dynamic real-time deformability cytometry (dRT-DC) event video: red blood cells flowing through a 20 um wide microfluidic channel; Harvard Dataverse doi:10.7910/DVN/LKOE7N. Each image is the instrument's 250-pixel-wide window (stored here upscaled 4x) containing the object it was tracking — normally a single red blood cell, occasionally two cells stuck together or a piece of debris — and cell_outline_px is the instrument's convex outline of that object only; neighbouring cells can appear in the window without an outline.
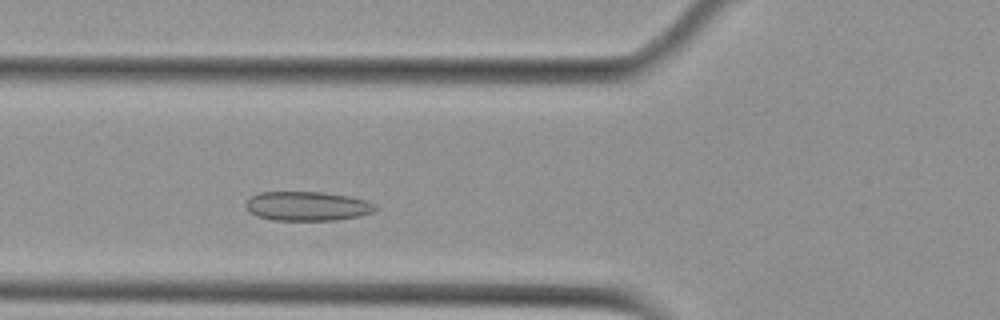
{"species": "Egyptian fruit bat (a non-hibernating species)", "species_latin": "Rousettus aegyptiacus", "temperature_condition": "cold", "stored_images_in_passage": 29, "camera_frame_rate_fps": 3000, "um_per_image_px": 0.085, "animal": {"sex": "female"}, "frame": {"image": 1, "passage_image": 10, "time_ms": 3.0, "image_size_px": [1000, 320], "cell_outline_px": [[380, 208], [376, 212], [360, 216], [336, 220], [272, 220], [256, 216], [244, 204], [252, 196], [260, 192], [324, 192], [348, 196], [364, 200], [376, 204]], "centroid_in_image_um": [26.18, 17.52], "position_along_channel_um": 99.6, "area_um2": 22.2}}
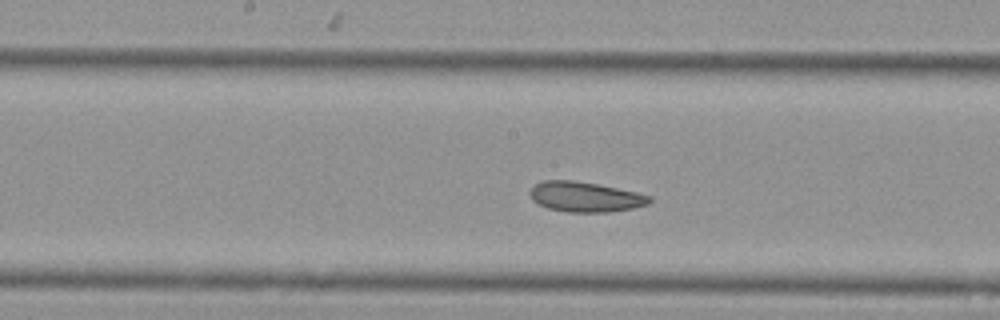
{"frame": {"image": 2, "passage_image": 18, "time_ms": 5.667, "image_size_px": [1000, 320], "cell_outline_px": [[652, 200], [648, 204], [632, 208], [608, 212], [568, 212], [548, 208], [532, 200], [528, 192], [536, 184], [544, 180], [572, 180], [596, 184], [636, 192], [652, 196]], "centroid_in_image_um": [49.74, 16.73], "position_along_channel_um": 198.5, "area_um2": 20.81}}
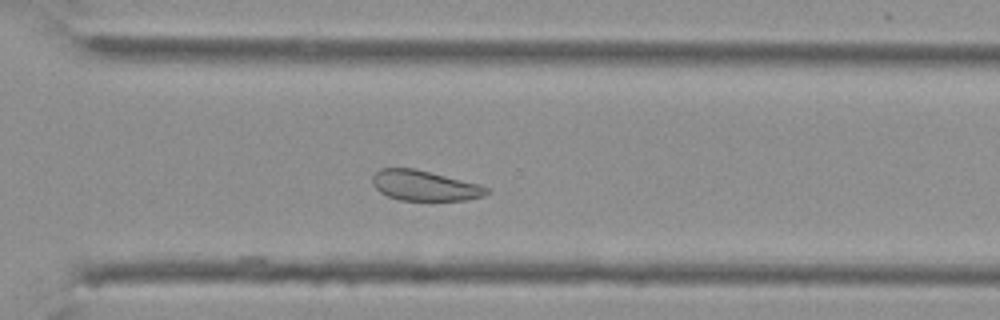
{"frame": {"image": 3, "passage_image": 29, "time_ms": 9.333, "image_size_px": [1000, 320], "cell_outline_px": [[488, 192], [484, 196], [468, 200], [400, 200], [388, 196], [380, 192], [372, 184], [372, 176], [380, 168], [416, 168], [480, 184], [488, 188]], "centroid_in_image_um": [36.09, 15.77], "position_along_channel_um": 334.5, "area_um2": 20.23}}